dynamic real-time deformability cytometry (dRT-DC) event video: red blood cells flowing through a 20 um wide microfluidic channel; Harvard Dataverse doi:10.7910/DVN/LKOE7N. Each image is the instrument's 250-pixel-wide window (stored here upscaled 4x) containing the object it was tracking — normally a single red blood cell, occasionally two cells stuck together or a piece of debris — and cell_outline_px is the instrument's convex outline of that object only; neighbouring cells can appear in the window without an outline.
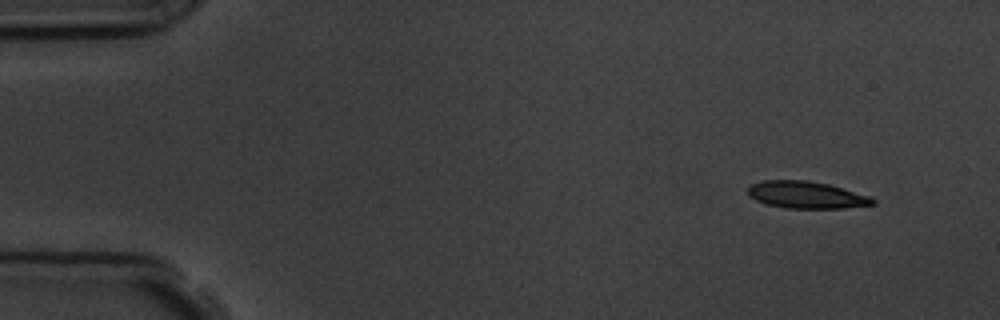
{"species": "common noctule bat (a hibernating species)", "species_latin": "Nyctalus noctula", "temperature_condition": "room temperature", "stored_images_in_passage": 4, "camera_frame_rate_fps": 3000, "um_per_image_px": 0.085, "animal": {"sex": "male", "body_mass_g": 19.5, "forearm_length_mm": 54.6}, "frame": {"image": 1, "passage_image": 1, "time_ms": 0.0, "image_size_px": [1000, 320], "cell_outline_px": [[876, 204], [844, 208], [788, 208], [764, 204], [748, 196], [748, 188], [752, 184], [764, 180], [808, 180], [828, 184], [872, 196], [876, 200]], "centroid_in_image_um": [68.56, 16.57], "position_along_channel_um": 16.4, "area_um2": 19.83}}
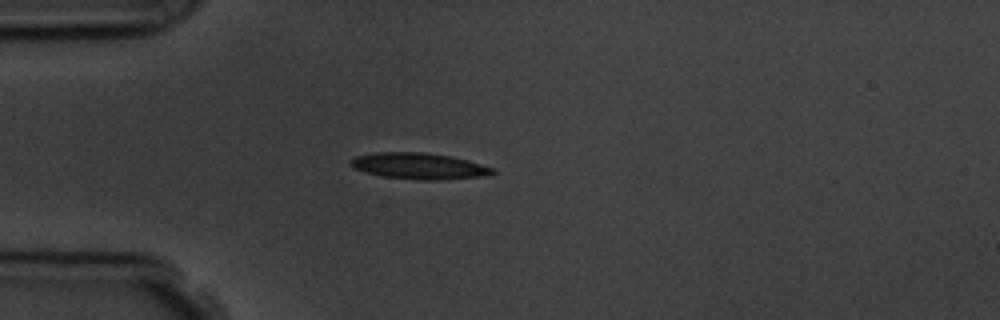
{"frame": {"image": 2, "passage_image": 4, "time_ms": 3.333, "image_size_px": [1000, 320], "cell_outline_px": [[496, 172], [492, 176], [440, 180], [416, 180], [384, 176], [364, 172], [356, 168], [352, 164], [352, 160], [356, 156], [376, 152], [424, 152], [448, 156], [468, 160], [496, 168]], "centroid_in_image_um": [35.74, 14.12], "position_along_channel_um": 49.3, "area_um2": 21.79}}